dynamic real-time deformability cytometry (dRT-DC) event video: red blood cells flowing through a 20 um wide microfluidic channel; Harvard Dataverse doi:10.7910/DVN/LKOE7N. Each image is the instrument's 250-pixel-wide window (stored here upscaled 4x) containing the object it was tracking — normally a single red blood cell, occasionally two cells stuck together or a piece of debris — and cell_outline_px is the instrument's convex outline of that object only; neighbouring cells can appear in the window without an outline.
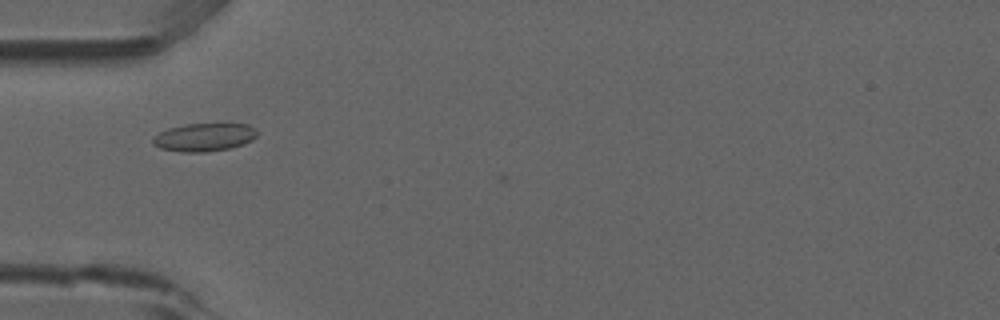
{"species": "common noctule bat (a hibernating species)", "species_latin": "Nyctalus noctula", "temperature_condition": "room temperature", "stored_images_in_passage": 4, "camera_frame_rate_fps": 3000, "um_per_image_px": 0.085, "animal": {"sex": "male", "forearm_length_mm": 52.5}, "frame": {"image": 1, "passage_image": 1, "time_ms": 0.0, "image_size_px": [1000, 320], "cell_outline_px": [[256, 136], [252, 140], [244, 144], [232, 148], [204, 152], [184, 152], [160, 148], [152, 144], [152, 140], [160, 132], [168, 128], [184, 124], [248, 124], [256, 128]], "centroid_in_image_um": [17.37, 11.66], "position_along_channel_um": 67.6, "area_um2": 17.05}}